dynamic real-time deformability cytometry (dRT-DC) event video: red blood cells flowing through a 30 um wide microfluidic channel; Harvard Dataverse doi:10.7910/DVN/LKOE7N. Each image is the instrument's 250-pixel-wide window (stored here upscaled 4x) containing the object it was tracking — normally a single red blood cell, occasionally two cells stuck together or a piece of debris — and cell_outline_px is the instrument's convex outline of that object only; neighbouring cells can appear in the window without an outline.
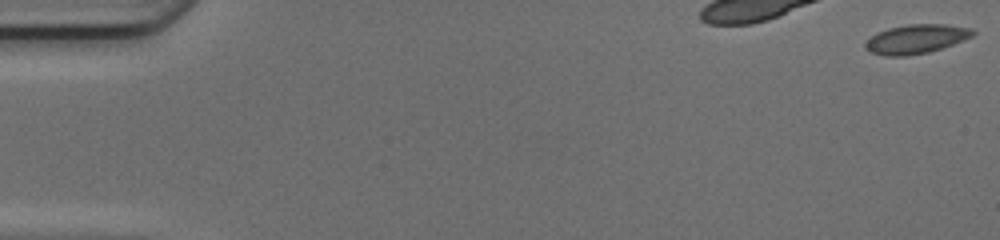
{"species": "common noctule bat (a hibernating species)", "species_latin": "Nyctalus noctula", "temperature_condition": "cold", "stored_images_in_passage": 18, "camera_frame_rate_fps": 3000, "um_per_image_px": 0.085, "animal": {"sex": "female", "body_mass_g": 17.0, "forearm_length_mm": 48.0}, "frame": {"image": 1, "passage_image": 1, "time_ms": 0.0, "image_size_px": [1000, 240], "cell_outline_px": [[976, 32], [972, 36], [964, 40], [928, 52], [908, 56], [884, 56], [868, 52], [864, 48], [864, 44], [876, 32], [888, 28], [908, 24], [944, 24], [972, 28]], "centroid_in_image_um": [77.83, 3.32], "position_along_channel_um": 7.2, "area_um2": 18.32}}